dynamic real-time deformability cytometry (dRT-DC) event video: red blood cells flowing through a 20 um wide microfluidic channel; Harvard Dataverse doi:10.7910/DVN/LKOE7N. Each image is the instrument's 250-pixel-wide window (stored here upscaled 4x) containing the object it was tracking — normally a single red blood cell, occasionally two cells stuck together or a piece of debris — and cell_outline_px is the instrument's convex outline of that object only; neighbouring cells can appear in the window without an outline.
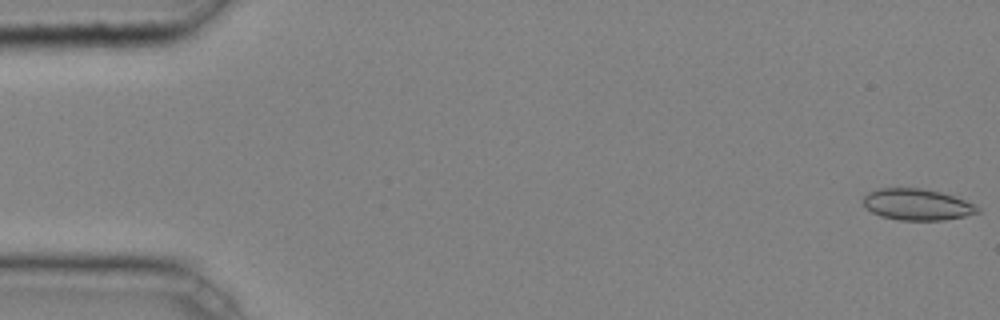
{"species": "common noctule bat (a hibernating species)", "species_latin": "Nyctalus noctula", "temperature_condition": "cold", "stored_images_in_passage": 6, "camera_frame_rate_fps": 3000, "um_per_image_px": 0.085, "animal": {"sex": "male", "body_mass_g": 20.4}, "frame": {"image": 1, "passage_image": 1, "time_ms": 0.0, "image_size_px": [1000, 320], "cell_outline_px": [[980, 212], [964, 216], [944, 220], [896, 220], [880, 216], [872, 212], [864, 204], [864, 196], [868, 192], [880, 188], [920, 188], [940, 192], [964, 200], [980, 208]], "centroid_in_image_um": [77.93, 17.39], "position_along_channel_um": 7.1, "area_um2": 20.69}}
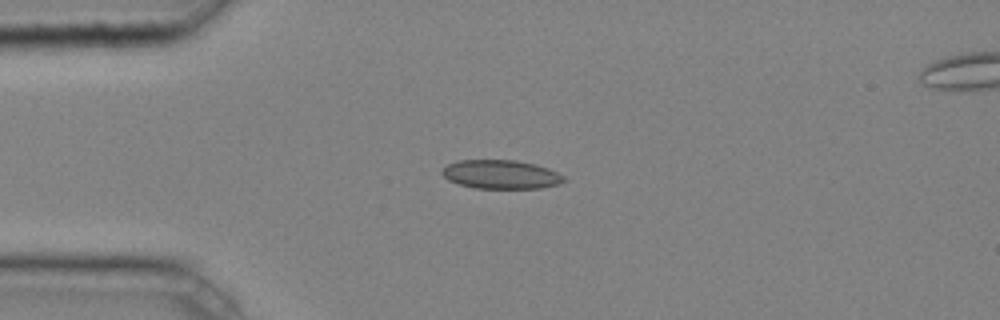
{"frame": {"image": 2, "passage_image": 4, "time_ms": 1.0, "image_size_px": [1000, 320], "cell_outline_px": [[568, 180], [560, 184], [540, 188], [476, 188], [460, 184], [448, 180], [440, 172], [448, 164], [460, 160], [516, 160], [536, 164], [548, 168], [564, 176]], "centroid_in_image_um": [42.62, 14.82], "position_along_channel_um": 42.4, "area_um2": 20.46}}
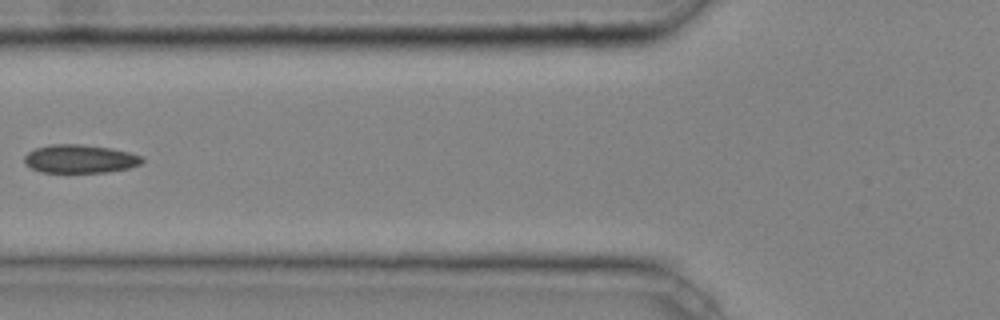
{"frame": {"image": 3, "passage_image": 6, "time_ms": 1.667, "image_size_px": [1000, 320], "cell_outline_px": [[144, 160], [140, 164], [128, 168], [108, 172], [40, 172], [24, 164], [24, 156], [28, 152], [36, 148], [48, 144], [80, 144], [112, 148], [144, 156]], "centroid_in_image_um": [6.79, 13.5], "position_along_channel_um": 119.0, "area_um2": 19.59}}